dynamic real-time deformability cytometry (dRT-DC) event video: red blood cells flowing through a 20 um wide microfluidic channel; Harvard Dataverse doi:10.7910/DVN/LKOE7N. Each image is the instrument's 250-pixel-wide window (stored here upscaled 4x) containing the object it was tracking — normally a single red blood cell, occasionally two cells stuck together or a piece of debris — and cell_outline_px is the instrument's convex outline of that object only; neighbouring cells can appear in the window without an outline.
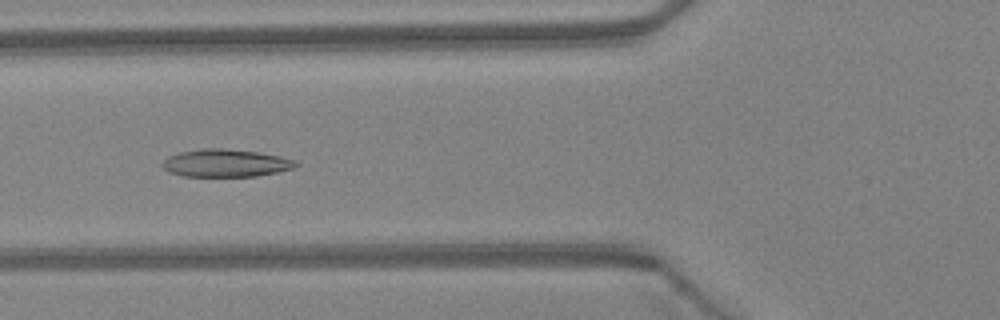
{"species": "Egyptian fruit bat (a non-hibernating species)", "species_latin": "Rousettus aegyptiacus", "temperature_condition": "warm", "stored_images_in_passage": 47, "camera_frame_rate_fps": 3000, "um_per_image_px": 0.085, "animal": {"sex": "female"}, "frame": {"image": 1, "passage_image": 18, "time_ms": 5.667, "image_size_px": [1000, 320], "cell_outline_px": [[300, 164], [292, 168], [276, 172], [256, 176], [184, 176], [172, 172], [164, 168], [160, 164], [168, 156], [180, 152], [204, 148], [224, 148], [260, 152], [280, 156], [292, 160]], "centroid_in_image_um": [19.17, 13.85], "position_along_channel_um": 106.6, "area_um2": 21.33}}
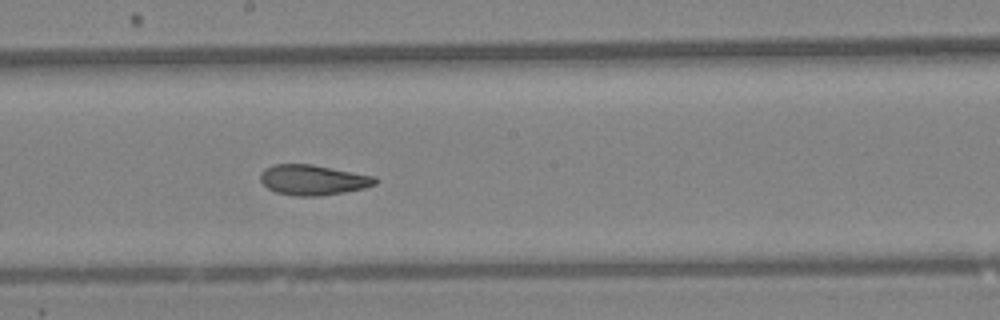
{"frame": {"image": 2, "passage_image": 26, "time_ms": 8.333, "image_size_px": [1000, 320], "cell_outline_px": [[380, 180], [376, 184], [364, 188], [344, 192], [320, 196], [296, 196], [276, 192], [268, 188], [260, 180], [260, 172], [264, 168], [272, 164], [312, 164], [376, 176]], "centroid_in_image_um": [26.62, 15.28], "position_along_channel_um": 221.6, "area_um2": 20.46}}
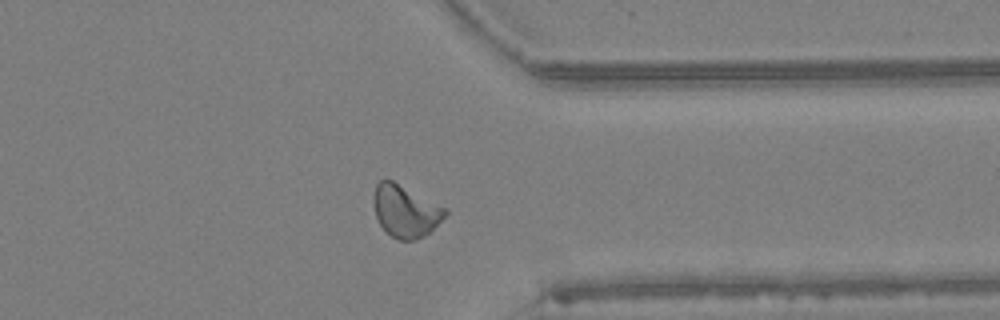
{"frame": {"image": 3, "passage_image": 37, "time_ms": 12.0, "image_size_px": [1000, 320], "cell_outline_px": [[448, 212], [424, 236], [412, 240], [400, 240], [392, 236], [380, 224], [376, 216], [372, 200], [372, 196], [376, 184], [380, 180], [392, 180], [448, 208]], "centroid_in_image_um": [34.44, 17.91], "position_along_channel_um": 377.0, "area_um2": 21.5}, "authors_computed_cell_mechanics": {"area_um2": 21.3282, "velocity_mm_per_s": 4.3393, "shape_relaxation_time_tau1_ms": 6.1272, "shape_relaxation_time_tau2_ms": 2.1775, "deformation_change_tau1": 0.1685, "deformation_change_tau2": 0.0594}}